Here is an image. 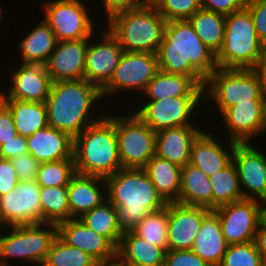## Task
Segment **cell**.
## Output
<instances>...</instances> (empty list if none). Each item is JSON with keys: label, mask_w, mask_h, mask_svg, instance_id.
<instances>
[{"label": "cell", "mask_w": 266, "mask_h": 266, "mask_svg": "<svg viewBox=\"0 0 266 266\" xmlns=\"http://www.w3.org/2000/svg\"><path fill=\"white\" fill-rule=\"evenodd\" d=\"M265 48L246 7L226 15L223 44L216 54L218 67L251 69Z\"/></svg>", "instance_id": "cell-6"}, {"label": "cell", "mask_w": 266, "mask_h": 266, "mask_svg": "<svg viewBox=\"0 0 266 266\" xmlns=\"http://www.w3.org/2000/svg\"><path fill=\"white\" fill-rule=\"evenodd\" d=\"M128 112L127 115L115 113V132L122 168H143L155 155L156 132L134 111Z\"/></svg>", "instance_id": "cell-9"}, {"label": "cell", "mask_w": 266, "mask_h": 266, "mask_svg": "<svg viewBox=\"0 0 266 266\" xmlns=\"http://www.w3.org/2000/svg\"><path fill=\"white\" fill-rule=\"evenodd\" d=\"M24 153H28L27 137L20 134L0 145L1 158L11 160Z\"/></svg>", "instance_id": "cell-47"}, {"label": "cell", "mask_w": 266, "mask_h": 266, "mask_svg": "<svg viewBox=\"0 0 266 266\" xmlns=\"http://www.w3.org/2000/svg\"><path fill=\"white\" fill-rule=\"evenodd\" d=\"M165 253L163 248L129 231L123 233L116 248V261L122 266H163Z\"/></svg>", "instance_id": "cell-26"}, {"label": "cell", "mask_w": 266, "mask_h": 266, "mask_svg": "<svg viewBox=\"0 0 266 266\" xmlns=\"http://www.w3.org/2000/svg\"><path fill=\"white\" fill-rule=\"evenodd\" d=\"M105 182L107 200L117 208L123 233L133 231L146 215L168 204L143 168H121Z\"/></svg>", "instance_id": "cell-2"}, {"label": "cell", "mask_w": 266, "mask_h": 266, "mask_svg": "<svg viewBox=\"0 0 266 266\" xmlns=\"http://www.w3.org/2000/svg\"><path fill=\"white\" fill-rule=\"evenodd\" d=\"M75 174L74 158H67L41 163L35 181L40 187L68 186Z\"/></svg>", "instance_id": "cell-38"}, {"label": "cell", "mask_w": 266, "mask_h": 266, "mask_svg": "<svg viewBox=\"0 0 266 266\" xmlns=\"http://www.w3.org/2000/svg\"><path fill=\"white\" fill-rule=\"evenodd\" d=\"M251 69L258 78L262 93L266 96V48L262 56Z\"/></svg>", "instance_id": "cell-50"}, {"label": "cell", "mask_w": 266, "mask_h": 266, "mask_svg": "<svg viewBox=\"0 0 266 266\" xmlns=\"http://www.w3.org/2000/svg\"><path fill=\"white\" fill-rule=\"evenodd\" d=\"M7 228L5 235L1 232L0 236V266H9V260L12 258L30 264L46 260L53 242L58 237L57 224L54 223Z\"/></svg>", "instance_id": "cell-7"}, {"label": "cell", "mask_w": 266, "mask_h": 266, "mask_svg": "<svg viewBox=\"0 0 266 266\" xmlns=\"http://www.w3.org/2000/svg\"><path fill=\"white\" fill-rule=\"evenodd\" d=\"M103 8L105 11L104 15L107 19H109L113 14L122 11L138 8L143 4L142 0H102Z\"/></svg>", "instance_id": "cell-49"}, {"label": "cell", "mask_w": 266, "mask_h": 266, "mask_svg": "<svg viewBox=\"0 0 266 266\" xmlns=\"http://www.w3.org/2000/svg\"><path fill=\"white\" fill-rule=\"evenodd\" d=\"M92 231L106 237L116 248L123 231L119 226L117 208L108 200L78 218Z\"/></svg>", "instance_id": "cell-33"}, {"label": "cell", "mask_w": 266, "mask_h": 266, "mask_svg": "<svg viewBox=\"0 0 266 266\" xmlns=\"http://www.w3.org/2000/svg\"><path fill=\"white\" fill-rule=\"evenodd\" d=\"M257 250L260 253L264 263H266V230L263 229L260 225L256 232L254 240Z\"/></svg>", "instance_id": "cell-51"}, {"label": "cell", "mask_w": 266, "mask_h": 266, "mask_svg": "<svg viewBox=\"0 0 266 266\" xmlns=\"http://www.w3.org/2000/svg\"><path fill=\"white\" fill-rule=\"evenodd\" d=\"M262 103L263 100L240 102L221 113L229 140L247 143L261 134Z\"/></svg>", "instance_id": "cell-21"}, {"label": "cell", "mask_w": 266, "mask_h": 266, "mask_svg": "<svg viewBox=\"0 0 266 266\" xmlns=\"http://www.w3.org/2000/svg\"><path fill=\"white\" fill-rule=\"evenodd\" d=\"M227 247L219 217L210 210L204 216L191 250L211 266H219Z\"/></svg>", "instance_id": "cell-27"}, {"label": "cell", "mask_w": 266, "mask_h": 266, "mask_svg": "<svg viewBox=\"0 0 266 266\" xmlns=\"http://www.w3.org/2000/svg\"><path fill=\"white\" fill-rule=\"evenodd\" d=\"M143 4L154 5L157 0H142Z\"/></svg>", "instance_id": "cell-55"}, {"label": "cell", "mask_w": 266, "mask_h": 266, "mask_svg": "<svg viewBox=\"0 0 266 266\" xmlns=\"http://www.w3.org/2000/svg\"><path fill=\"white\" fill-rule=\"evenodd\" d=\"M261 133L262 134H266V96H264V100H263V103H262Z\"/></svg>", "instance_id": "cell-53"}, {"label": "cell", "mask_w": 266, "mask_h": 266, "mask_svg": "<svg viewBox=\"0 0 266 266\" xmlns=\"http://www.w3.org/2000/svg\"><path fill=\"white\" fill-rule=\"evenodd\" d=\"M11 111L18 134L29 137L49 126L45 102L0 99Z\"/></svg>", "instance_id": "cell-32"}, {"label": "cell", "mask_w": 266, "mask_h": 266, "mask_svg": "<svg viewBox=\"0 0 266 266\" xmlns=\"http://www.w3.org/2000/svg\"><path fill=\"white\" fill-rule=\"evenodd\" d=\"M11 163L16 170L19 181L35 180L41 164L29 153L11 159Z\"/></svg>", "instance_id": "cell-43"}, {"label": "cell", "mask_w": 266, "mask_h": 266, "mask_svg": "<svg viewBox=\"0 0 266 266\" xmlns=\"http://www.w3.org/2000/svg\"><path fill=\"white\" fill-rule=\"evenodd\" d=\"M98 266H122L117 261L109 264H99Z\"/></svg>", "instance_id": "cell-56"}, {"label": "cell", "mask_w": 266, "mask_h": 266, "mask_svg": "<svg viewBox=\"0 0 266 266\" xmlns=\"http://www.w3.org/2000/svg\"><path fill=\"white\" fill-rule=\"evenodd\" d=\"M232 162L236 167L244 199L266 200V154L254 144L236 143Z\"/></svg>", "instance_id": "cell-15"}, {"label": "cell", "mask_w": 266, "mask_h": 266, "mask_svg": "<svg viewBox=\"0 0 266 266\" xmlns=\"http://www.w3.org/2000/svg\"><path fill=\"white\" fill-rule=\"evenodd\" d=\"M247 0H200L201 8L220 13L223 15H229L234 11L243 9L246 7Z\"/></svg>", "instance_id": "cell-45"}, {"label": "cell", "mask_w": 266, "mask_h": 266, "mask_svg": "<svg viewBox=\"0 0 266 266\" xmlns=\"http://www.w3.org/2000/svg\"><path fill=\"white\" fill-rule=\"evenodd\" d=\"M202 131L193 141L191 146L190 162L198 167L207 176H211L222 170L232 161V154L236 142L228 140L230 149L223 148V144L217 142L213 133Z\"/></svg>", "instance_id": "cell-25"}, {"label": "cell", "mask_w": 266, "mask_h": 266, "mask_svg": "<svg viewBox=\"0 0 266 266\" xmlns=\"http://www.w3.org/2000/svg\"><path fill=\"white\" fill-rule=\"evenodd\" d=\"M101 41L89 38L85 58V80L102 90L112 78L124 52L118 39L108 28L101 32ZM95 40V41H94ZM92 41V43H91Z\"/></svg>", "instance_id": "cell-16"}, {"label": "cell", "mask_w": 266, "mask_h": 266, "mask_svg": "<svg viewBox=\"0 0 266 266\" xmlns=\"http://www.w3.org/2000/svg\"><path fill=\"white\" fill-rule=\"evenodd\" d=\"M155 9L166 21L189 19L201 9L200 0H157Z\"/></svg>", "instance_id": "cell-41"}, {"label": "cell", "mask_w": 266, "mask_h": 266, "mask_svg": "<svg viewBox=\"0 0 266 266\" xmlns=\"http://www.w3.org/2000/svg\"><path fill=\"white\" fill-rule=\"evenodd\" d=\"M203 87L191 77L158 71L143 91V101H157L168 97L203 96Z\"/></svg>", "instance_id": "cell-28"}, {"label": "cell", "mask_w": 266, "mask_h": 266, "mask_svg": "<svg viewBox=\"0 0 266 266\" xmlns=\"http://www.w3.org/2000/svg\"><path fill=\"white\" fill-rule=\"evenodd\" d=\"M246 8L252 16L256 35L266 46V0H247Z\"/></svg>", "instance_id": "cell-44"}, {"label": "cell", "mask_w": 266, "mask_h": 266, "mask_svg": "<svg viewBox=\"0 0 266 266\" xmlns=\"http://www.w3.org/2000/svg\"><path fill=\"white\" fill-rule=\"evenodd\" d=\"M157 56L160 71L189 76L199 86L218 68L216 54L201 41L188 19L166 22Z\"/></svg>", "instance_id": "cell-1"}, {"label": "cell", "mask_w": 266, "mask_h": 266, "mask_svg": "<svg viewBox=\"0 0 266 266\" xmlns=\"http://www.w3.org/2000/svg\"><path fill=\"white\" fill-rule=\"evenodd\" d=\"M259 225L266 230V200L261 201Z\"/></svg>", "instance_id": "cell-52"}, {"label": "cell", "mask_w": 266, "mask_h": 266, "mask_svg": "<svg viewBox=\"0 0 266 266\" xmlns=\"http://www.w3.org/2000/svg\"><path fill=\"white\" fill-rule=\"evenodd\" d=\"M42 223H54L70 219L67 186L40 187Z\"/></svg>", "instance_id": "cell-36"}, {"label": "cell", "mask_w": 266, "mask_h": 266, "mask_svg": "<svg viewBox=\"0 0 266 266\" xmlns=\"http://www.w3.org/2000/svg\"><path fill=\"white\" fill-rule=\"evenodd\" d=\"M58 236L68 245L89 254L99 264L116 261V247L103 235L89 229L79 219L57 224Z\"/></svg>", "instance_id": "cell-19"}, {"label": "cell", "mask_w": 266, "mask_h": 266, "mask_svg": "<svg viewBox=\"0 0 266 266\" xmlns=\"http://www.w3.org/2000/svg\"><path fill=\"white\" fill-rule=\"evenodd\" d=\"M17 134L11 111L0 100V145Z\"/></svg>", "instance_id": "cell-48"}, {"label": "cell", "mask_w": 266, "mask_h": 266, "mask_svg": "<svg viewBox=\"0 0 266 266\" xmlns=\"http://www.w3.org/2000/svg\"><path fill=\"white\" fill-rule=\"evenodd\" d=\"M158 71L157 54L124 51L112 78L101 90L102 97L106 98L118 93L123 95V92L128 91L143 93Z\"/></svg>", "instance_id": "cell-11"}, {"label": "cell", "mask_w": 266, "mask_h": 266, "mask_svg": "<svg viewBox=\"0 0 266 266\" xmlns=\"http://www.w3.org/2000/svg\"><path fill=\"white\" fill-rule=\"evenodd\" d=\"M2 10H4V9H3L2 6L0 5V22H1L2 18H3V16H4ZM2 15H3V16H2ZM1 17H2V18H1Z\"/></svg>", "instance_id": "cell-57"}, {"label": "cell", "mask_w": 266, "mask_h": 266, "mask_svg": "<svg viewBox=\"0 0 266 266\" xmlns=\"http://www.w3.org/2000/svg\"><path fill=\"white\" fill-rule=\"evenodd\" d=\"M32 30V31H31ZM19 42L21 61L45 64L58 43L51 27L43 20Z\"/></svg>", "instance_id": "cell-30"}, {"label": "cell", "mask_w": 266, "mask_h": 266, "mask_svg": "<svg viewBox=\"0 0 266 266\" xmlns=\"http://www.w3.org/2000/svg\"><path fill=\"white\" fill-rule=\"evenodd\" d=\"M89 39L59 41L44 64L52 82L85 79Z\"/></svg>", "instance_id": "cell-20"}, {"label": "cell", "mask_w": 266, "mask_h": 266, "mask_svg": "<svg viewBox=\"0 0 266 266\" xmlns=\"http://www.w3.org/2000/svg\"><path fill=\"white\" fill-rule=\"evenodd\" d=\"M105 189V178L76 173L67 186L70 219L80 218L107 200Z\"/></svg>", "instance_id": "cell-22"}, {"label": "cell", "mask_w": 266, "mask_h": 266, "mask_svg": "<svg viewBox=\"0 0 266 266\" xmlns=\"http://www.w3.org/2000/svg\"><path fill=\"white\" fill-rule=\"evenodd\" d=\"M143 169L167 203L179 202L182 167L154 155Z\"/></svg>", "instance_id": "cell-29"}, {"label": "cell", "mask_w": 266, "mask_h": 266, "mask_svg": "<svg viewBox=\"0 0 266 266\" xmlns=\"http://www.w3.org/2000/svg\"><path fill=\"white\" fill-rule=\"evenodd\" d=\"M19 68L11 71V84L6 91L0 92V99H15L26 102H45L50 93L52 80L45 65L20 62Z\"/></svg>", "instance_id": "cell-17"}, {"label": "cell", "mask_w": 266, "mask_h": 266, "mask_svg": "<svg viewBox=\"0 0 266 266\" xmlns=\"http://www.w3.org/2000/svg\"><path fill=\"white\" fill-rule=\"evenodd\" d=\"M99 100H104L101 90L85 79L53 82L45 101L48 124L74 139L102 118L93 109Z\"/></svg>", "instance_id": "cell-3"}, {"label": "cell", "mask_w": 266, "mask_h": 266, "mask_svg": "<svg viewBox=\"0 0 266 266\" xmlns=\"http://www.w3.org/2000/svg\"><path fill=\"white\" fill-rule=\"evenodd\" d=\"M74 138L75 171L107 178L122 168L115 132V114L107 112Z\"/></svg>", "instance_id": "cell-4"}, {"label": "cell", "mask_w": 266, "mask_h": 266, "mask_svg": "<svg viewBox=\"0 0 266 266\" xmlns=\"http://www.w3.org/2000/svg\"><path fill=\"white\" fill-rule=\"evenodd\" d=\"M188 20L201 41L217 54L224 40L226 16L201 8Z\"/></svg>", "instance_id": "cell-34"}, {"label": "cell", "mask_w": 266, "mask_h": 266, "mask_svg": "<svg viewBox=\"0 0 266 266\" xmlns=\"http://www.w3.org/2000/svg\"><path fill=\"white\" fill-rule=\"evenodd\" d=\"M203 100V96H180L141 101L139 104L142 105H137L135 113L154 132L172 127L195 126L190 120L196 116L194 114L198 112V107L202 109L200 104Z\"/></svg>", "instance_id": "cell-12"}, {"label": "cell", "mask_w": 266, "mask_h": 266, "mask_svg": "<svg viewBox=\"0 0 266 266\" xmlns=\"http://www.w3.org/2000/svg\"><path fill=\"white\" fill-rule=\"evenodd\" d=\"M106 21L124 51L158 53L167 21L154 5L119 11Z\"/></svg>", "instance_id": "cell-5"}, {"label": "cell", "mask_w": 266, "mask_h": 266, "mask_svg": "<svg viewBox=\"0 0 266 266\" xmlns=\"http://www.w3.org/2000/svg\"><path fill=\"white\" fill-rule=\"evenodd\" d=\"M28 153L39 163L73 157L74 139L53 127H46L27 137Z\"/></svg>", "instance_id": "cell-24"}, {"label": "cell", "mask_w": 266, "mask_h": 266, "mask_svg": "<svg viewBox=\"0 0 266 266\" xmlns=\"http://www.w3.org/2000/svg\"><path fill=\"white\" fill-rule=\"evenodd\" d=\"M42 223L40 186L35 180L19 181L0 196V228ZM4 225V226H3Z\"/></svg>", "instance_id": "cell-13"}, {"label": "cell", "mask_w": 266, "mask_h": 266, "mask_svg": "<svg viewBox=\"0 0 266 266\" xmlns=\"http://www.w3.org/2000/svg\"><path fill=\"white\" fill-rule=\"evenodd\" d=\"M179 203L212 210V186L209 176L191 163L183 166L181 170Z\"/></svg>", "instance_id": "cell-31"}, {"label": "cell", "mask_w": 266, "mask_h": 266, "mask_svg": "<svg viewBox=\"0 0 266 266\" xmlns=\"http://www.w3.org/2000/svg\"><path fill=\"white\" fill-rule=\"evenodd\" d=\"M44 3L43 19L58 42L94 37V18L91 19L89 9L82 0H46Z\"/></svg>", "instance_id": "cell-10"}, {"label": "cell", "mask_w": 266, "mask_h": 266, "mask_svg": "<svg viewBox=\"0 0 266 266\" xmlns=\"http://www.w3.org/2000/svg\"><path fill=\"white\" fill-rule=\"evenodd\" d=\"M18 183L19 179L11 160L0 158V196L9 193Z\"/></svg>", "instance_id": "cell-46"}, {"label": "cell", "mask_w": 266, "mask_h": 266, "mask_svg": "<svg viewBox=\"0 0 266 266\" xmlns=\"http://www.w3.org/2000/svg\"><path fill=\"white\" fill-rule=\"evenodd\" d=\"M209 211L205 207L169 203L168 250H191Z\"/></svg>", "instance_id": "cell-18"}, {"label": "cell", "mask_w": 266, "mask_h": 266, "mask_svg": "<svg viewBox=\"0 0 266 266\" xmlns=\"http://www.w3.org/2000/svg\"><path fill=\"white\" fill-rule=\"evenodd\" d=\"M52 266H98L99 263L79 248L66 244L59 236L53 242L46 260Z\"/></svg>", "instance_id": "cell-39"}, {"label": "cell", "mask_w": 266, "mask_h": 266, "mask_svg": "<svg viewBox=\"0 0 266 266\" xmlns=\"http://www.w3.org/2000/svg\"><path fill=\"white\" fill-rule=\"evenodd\" d=\"M36 266H52V265L49 264L47 261L43 260V261L37 262Z\"/></svg>", "instance_id": "cell-54"}, {"label": "cell", "mask_w": 266, "mask_h": 266, "mask_svg": "<svg viewBox=\"0 0 266 266\" xmlns=\"http://www.w3.org/2000/svg\"><path fill=\"white\" fill-rule=\"evenodd\" d=\"M260 206L261 201L242 199L214 209L228 245L254 242L259 227Z\"/></svg>", "instance_id": "cell-14"}, {"label": "cell", "mask_w": 266, "mask_h": 266, "mask_svg": "<svg viewBox=\"0 0 266 266\" xmlns=\"http://www.w3.org/2000/svg\"><path fill=\"white\" fill-rule=\"evenodd\" d=\"M209 182L212 186V210L244 199L236 167L232 161L219 172L209 176Z\"/></svg>", "instance_id": "cell-35"}, {"label": "cell", "mask_w": 266, "mask_h": 266, "mask_svg": "<svg viewBox=\"0 0 266 266\" xmlns=\"http://www.w3.org/2000/svg\"><path fill=\"white\" fill-rule=\"evenodd\" d=\"M163 266H211L192 250H168Z\"/></svg>", "instance_id": "cell-42"}, {"label": "cell", "mask_w": 266, "mask_h": 266, "mask_svg": "<svg viewBox=\"0 0 266 266\" xmlns=\"http://www.w3.org/2000/svg\"><path fill=\"white\" fill-rule=\"evenodd\" d=\"M198 126H179L156 132L155 155L172 163L185 166L190 162L191 146L203 131Z\"/></svg>", "instance_id": "cell-23"}, {"label": "cell", "mask_w": 266, "mask_h": 266, "mask_svg": "<svg viewBox=\"0 0 266 266\" xmlns=\"http://www.w3.org/2000/svg\"><path fill=\"white\" fill-rule=\"evenodd\" d=\"M264 96L252 69L218 67L203 87V98L213 101L220 114L240 102L264 100Z\"/></svg>", "instance_id": "cell-8"}, {"label": "cell", "mask_w": 266, "mask_h": 266, "mask_svg": "<svg viewBox=\"0 0 266 266\" xmlns=\"http://www.w3.org/2000/svg\"><path fill=\"white\" fill-rule=\"evenodd\" d=\"M255 242L228 245L219 266H263Z\"/></svg>", "instance_id": "cell-40"}, {"label": "cell", "mask_w": 266, "mask_h": 266, "mask_svg": "<svg viewBox=\"0 0 266 266\" xmlns=\"http://www.w3.org/2000/svg\"><path fill=\"white\" fill-rule=\"evenodd\" d=\"M169 203L161 210L146 215L133 232L150 244L168 251Z\"/></svg>", "instance_id": "cell-37"}]
</instances>
